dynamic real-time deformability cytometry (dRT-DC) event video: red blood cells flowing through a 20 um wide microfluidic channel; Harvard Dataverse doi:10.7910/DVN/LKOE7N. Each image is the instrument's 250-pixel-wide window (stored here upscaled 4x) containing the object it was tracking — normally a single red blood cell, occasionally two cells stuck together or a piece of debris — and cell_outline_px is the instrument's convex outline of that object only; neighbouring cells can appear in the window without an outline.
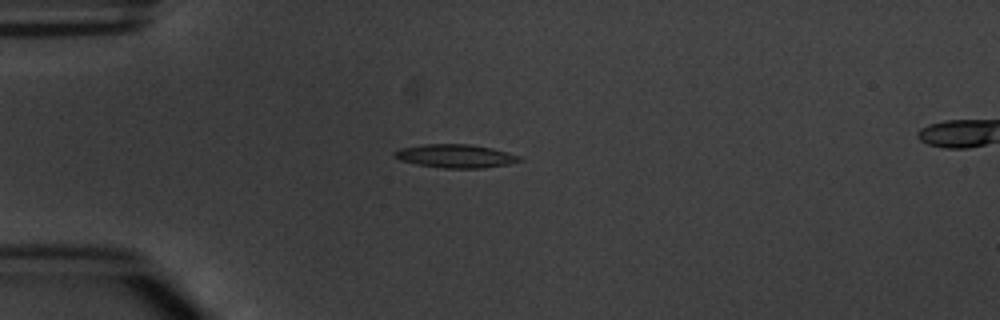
{"species": "common noctule bat (a hibernating species)", "species_latin": "Nyctalus noctula", "temperature_condition": "warm", "stored_images_in_passage": 6, "camera_frame_rate_fps": 3000, "um_per_image_px": 0.085, "animal": {"sex": "male", "body_mass_g": 20.1, "forearm_length_mm": 53.5}, "frame": {"image": 1, "passage_image": 4, "time_ms": 3.667, "image_size_px": [1000, 320], "cell_outline_px": [[524, 160], [508, 164], [484, 168], [444, 168], [416, 164], [400, 160], [392, 156], [392, 152], [400, 148], [424, 144], [468, 144], [492, 148], [520, 156]], "centroid_in_image_um": [38.69, 13.26], "position_along_channel_um": 46.3, "area_um2": 17.11}}